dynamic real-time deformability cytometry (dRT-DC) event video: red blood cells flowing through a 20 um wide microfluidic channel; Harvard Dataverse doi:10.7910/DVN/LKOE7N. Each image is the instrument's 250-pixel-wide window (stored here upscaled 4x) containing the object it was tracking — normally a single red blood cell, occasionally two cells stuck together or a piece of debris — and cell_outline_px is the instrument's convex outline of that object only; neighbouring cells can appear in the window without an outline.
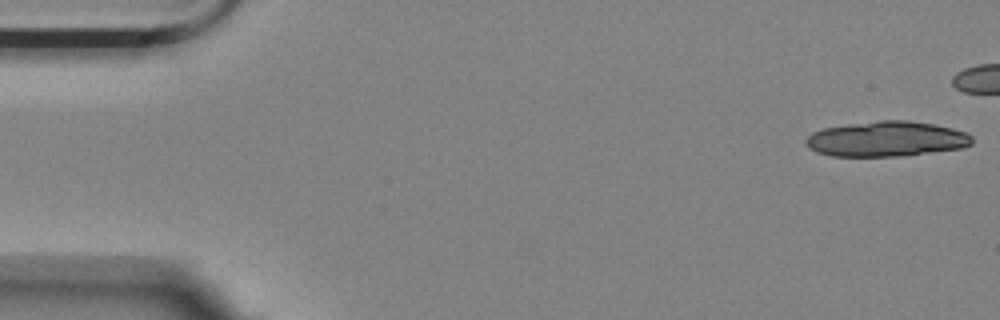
{"species": "Egyptian fruit bat (a non-hibernating species)", "species_latin": "Rousettus aegyptiacus", "temperature_condition": "room temperature", "stored_images_in_passage": 8, "camera_frame_rate_fps": 3000, "um_per_image_px": 0.085, "animal": {"sex": "female"}, "frame": {"image": 1, "passage_image": 1, "time_ms": 0.0, "image_size_px": [1000, 320], "cell_outline_px": [[972, 144], [964, 148], [904, 156], [832, 156], [816, 152], [808, 148], [804, 140], [812, 132], [824, 128], [844, 124], [880, 120], [908, 120], [932, 124], [952, 128], [968, 132], [972, 136]], "centroid_in_image_um": [75.36, 11.81], "position_along_channel_um": 9.6, "area_um2": 34.51}}